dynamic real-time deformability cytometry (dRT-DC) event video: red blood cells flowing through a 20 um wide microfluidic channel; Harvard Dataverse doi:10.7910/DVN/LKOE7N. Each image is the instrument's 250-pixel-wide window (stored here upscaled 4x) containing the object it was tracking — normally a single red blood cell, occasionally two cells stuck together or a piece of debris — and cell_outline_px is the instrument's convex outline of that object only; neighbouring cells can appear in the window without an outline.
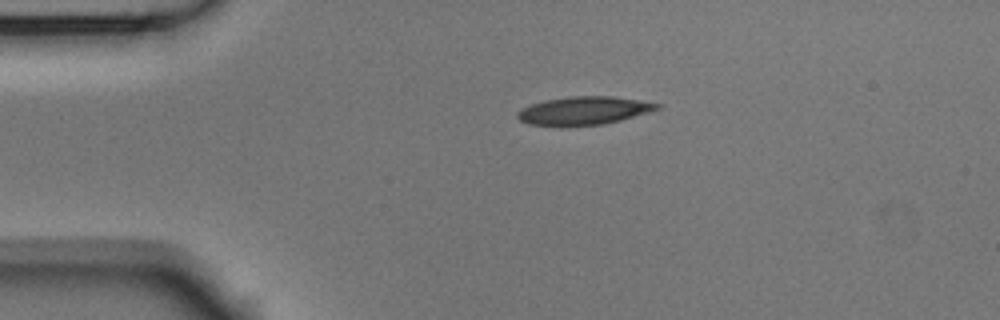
{"species": "Egyptian fruit bat (a non-hibernating species)", "species_latin": "Rousettus aegyptiacus", "temperature_condition": "room temperature", "stored_images_in_passage": 43, "camera_frame_rate_fps": 3000, "um_per_image_px": 0.085, "animal": {"sex": "male"}, "frame": {"image": 1, "passage_image": 1, "time_ms": 0.0, "image_size_px": [1000, 320], "cell_outline_px": [[664, 104], [660, 108], [620, 120], [604, 124], [568, 128], [560, 128], [528, 124], [520, 120], [516, 116], [516, 112], [520, 108], [544, 100], [572, 96], [612, 96], [640, 100]], "centroid_in_image_um": [49.56, 9.43], "position_along_channel_um": 35.4, "area_um2": 23.58}}
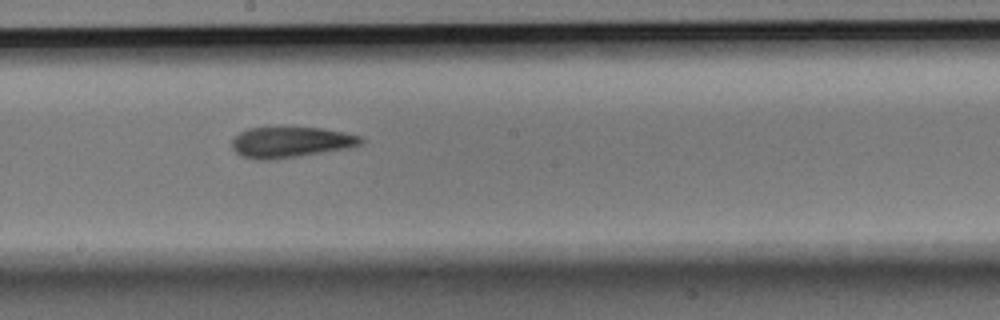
{"frame": {"image": 2, "passage_image": 19, "time_ms": 6.0, "image_size_px": [1000, 320], "cell_outline_px": [[364, 140], [360, 144], [348, 148], [296, 156], [268, 160], [256, 160], [240, 156], [232, 148], [232, 140], [240, 132], [248, 128], [324, 128], [344, 132], [360, 136]], "centroid_in_image_um": [24.68, 12.09], "position_along_channel_um": 223.5, "area_um2": 22.83}}
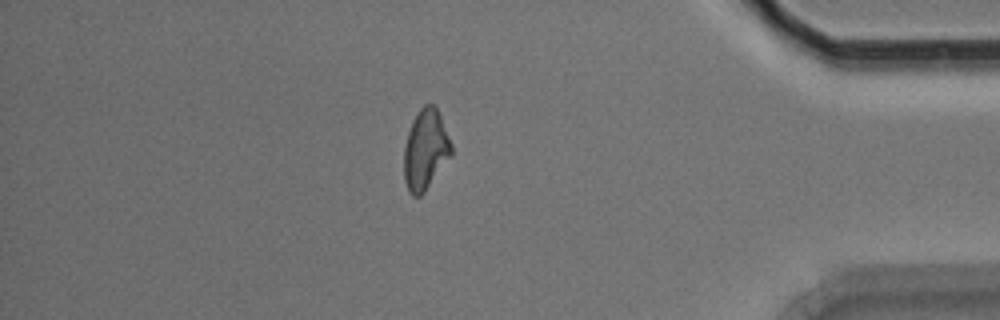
{"frame": {"image": 3, "passage_image": 36, "time_ms": 11.667, "image_size_px": [1000, 320], "cell_outline_px": [[452, 156], [424, 192], [420, 196], [412, 196], [408, 192], [404, 180], [404, 148], [408, 132], [412, 120], [420, 108], [424, 104], [432, 104], [436, 108], [440, 116], [452, 144]], "centroid_in_image_um": [36.16, 12.75], "position_along_channel_um": 399.0, "area_um2": 22.2}, "authors_computed_cell_mechanics": {"area_um2": 23.0044, "velocity_mm_per_s": 3.7229, "shape_relaxation_time_tau1_ms": 4.8185, "shape_relaxation_time_tau2_ms": 2.984, "deformation_change_tau1": 0.1599, "deformation_change_tau2": 0.1234}}